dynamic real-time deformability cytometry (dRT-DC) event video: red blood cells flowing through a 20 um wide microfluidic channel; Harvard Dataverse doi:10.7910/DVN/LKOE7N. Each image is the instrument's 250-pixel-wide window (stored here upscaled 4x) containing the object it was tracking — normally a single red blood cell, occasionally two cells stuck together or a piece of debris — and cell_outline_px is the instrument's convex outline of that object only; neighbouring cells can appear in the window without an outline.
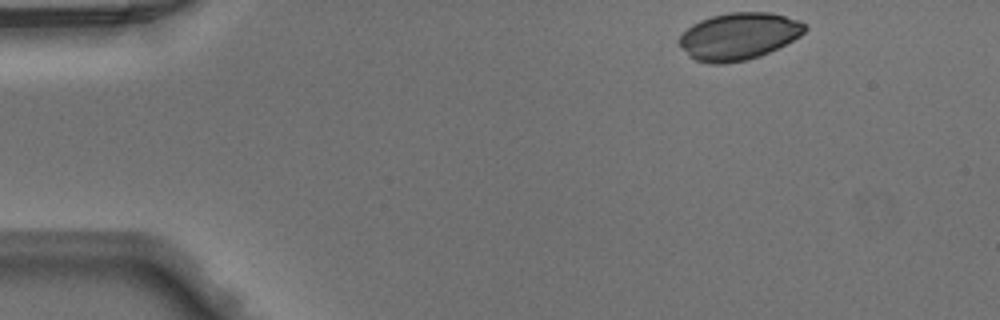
{"species": "Egyptian fruit bat (a non-hibernating species)", "species_latin": "Rousettus aegyptiacus", "temperature_condition": "warm", "stored_images_in_passage": 43, "camera_frame_rate_fps": 3000, "um_per_image_px": 0.085, "animal": {"sex": "male"}, "frame": {"image": 1, "passage_image": 1, "time_ms": 0.0, "image_size_px": [1000, 320], "cell_outline_px": [[808, 28], [800, 36], [760, 56], [748, 60], [724, 64], [708, 64], [696, 60], [680, 48], [676, 40], [692, 24], [700, 20], [712, 16], [728, 12], [768, 12], [800, 20], [808, 24]], "centroid_in_image_um": [62.77, 3.08], "position_along_channel_um": 22.2, "area_um2": 34.62}}
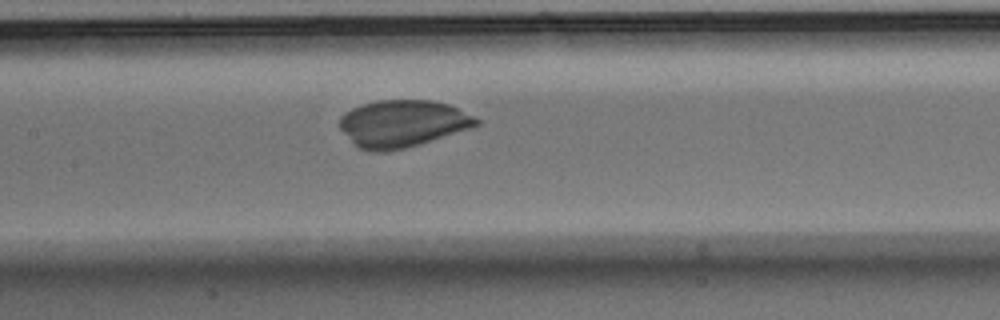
{"frame": {"image": 2, "passage_image": 18, "time_ms": 5.667, "image_size_px": [1000, 320], "cell_outline_px": [[480, 124], [420, 144], [404, 148], [384, 152], [368, 152], [360, 148], [340, 128], [340, 116], [344, 112], [352, 108], [376, 100], [432, 100], [448, 104], [480, 120]], "centroid_in_image_um": [34.18, 10.5], "position_along_channel_um": 173.2, "area_um2": 36.99}}
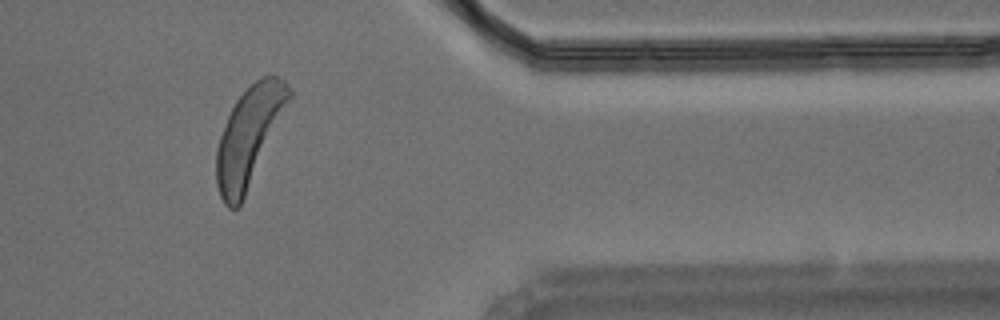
{"frame": {"image": 3, "passage_image": 35, "time_ms": 11.333, "image_size_px": [1000, 320], "cell_outline_px": [[292, 96], [244, 196], [240, 204], [236, 208], [228, 208], [224, 204], [220, 196], [216, 184], [216, 148], [224, 124], [236, 100], [256, 80], [264, 76], [276, 76], [284, 80], [292, 88]], "centroid_in_image_um": [21.15, 11.56], "position_along_channel_um": 390.3, "area_um2": 40.58}}